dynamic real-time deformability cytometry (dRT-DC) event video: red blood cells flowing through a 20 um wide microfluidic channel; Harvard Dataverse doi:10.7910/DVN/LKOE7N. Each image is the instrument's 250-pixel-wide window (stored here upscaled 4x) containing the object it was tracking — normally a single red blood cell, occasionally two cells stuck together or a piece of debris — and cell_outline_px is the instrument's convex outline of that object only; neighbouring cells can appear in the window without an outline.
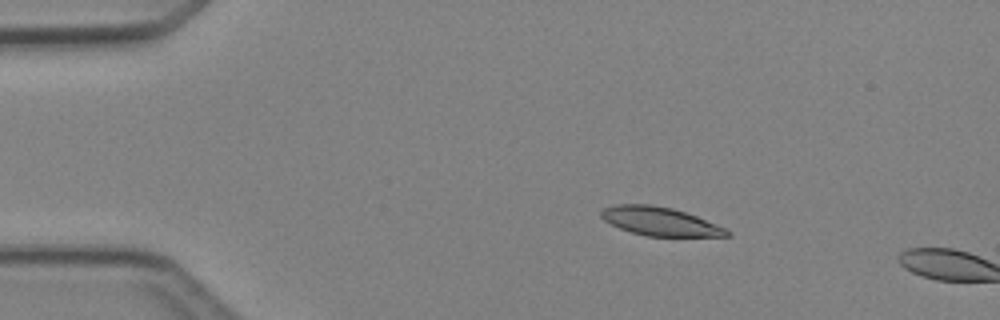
{"species": "Egyptian fruit bat (a non-hibernating species)", "species_latin": "Rousettus aegyptiacus", "temperature_condition": "cold", "stored_images_in_passage": 3, "camera_frame_rate_fps": 3000, "um_per_image_px": 0.085, "animal": {"sex": "female"}, "frame": {"image": 1, "passage_image": 2, "time_ms": 1.333, "image_size_px": [1000, 320], "cell_outline_px": [[732, 236], [644, 236], [620, 228], [604, 220], [600, 216], [600, 212], [604, 208], [616, 204], [652, 204], [672, 208], [696, 216], [728, 228], [732, 232]], "centroid_in_image_um": [56.13, 18.82], "position_along_channel_um": 28.9, "area_um2": 20.98}}